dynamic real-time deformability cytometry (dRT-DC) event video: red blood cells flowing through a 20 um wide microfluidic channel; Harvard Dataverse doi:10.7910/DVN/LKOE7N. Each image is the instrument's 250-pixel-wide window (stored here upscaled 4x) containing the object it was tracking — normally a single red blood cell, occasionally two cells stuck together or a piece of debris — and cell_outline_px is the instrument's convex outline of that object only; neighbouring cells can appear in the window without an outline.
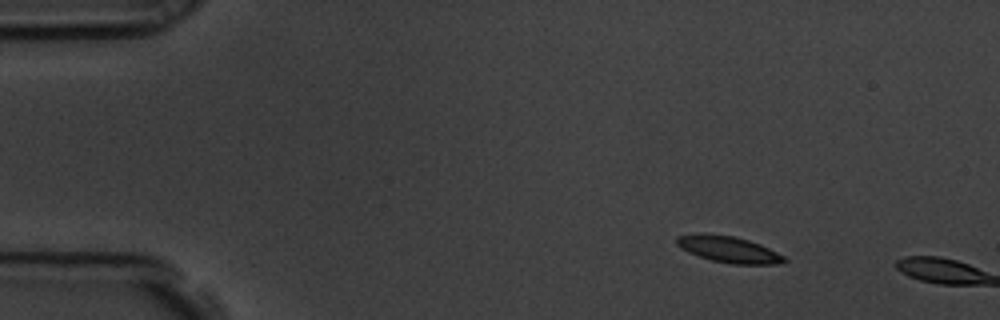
{"species": "common noctule bat (a hibernating species)", "species_latin": "Nyctalus noctula", "temperature_condition": "room temperature", "stored_images_in_passage": 2, "camera_frame_rate_fps": 3000, "um_per_image_px": 0.085, "animal": {"sex": "male", "body_mass_g": 19.5, "forearm_length_mm": 54.6}, "frame": {"image": 1, "passage_image": 1, "time_ms": 0.0, "image_size_px": [1000, 320], "cell_outline_px": [[788, 260], [776, 264], [732, 264], [712, 260], [688, 252], [680, 248], [676, 244], [676, 236], [704, 232], [732, 236], [748, 240], [760, 244], [784, 256]], "centroid_in_image_um": [61.89, 21.18], "position_along_channel_um": 23.1, "area_um2": 16.47}}